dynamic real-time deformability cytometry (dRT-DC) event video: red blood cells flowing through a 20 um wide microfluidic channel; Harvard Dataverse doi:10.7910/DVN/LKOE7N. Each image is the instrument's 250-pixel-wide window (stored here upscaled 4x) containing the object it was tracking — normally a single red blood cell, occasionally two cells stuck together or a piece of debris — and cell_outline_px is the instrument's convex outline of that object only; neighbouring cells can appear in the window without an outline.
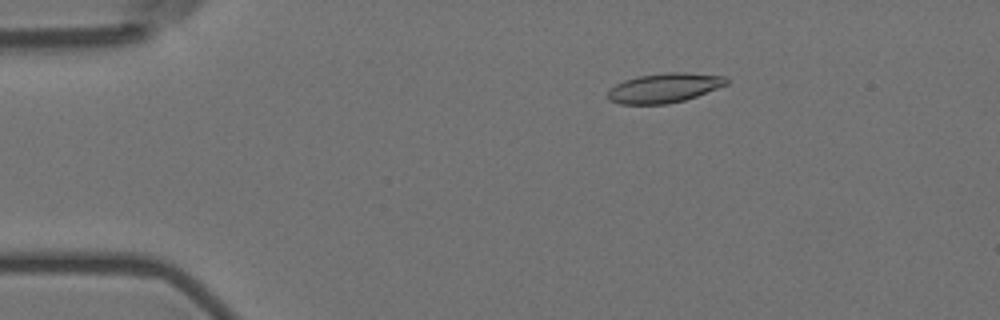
{"species": "Egyptian fruit bat (a non-hibernating species)", "species_latin": "Rousettus aegyptiacus", "temperature_condition": "room temperature", "stored_images_in_passage": 7, "camera_frame_rate_fps": 3000, "um_per_image_px": 0.085, "animal": {"sex": "female"}, "frame": {"image": 1, "passage_image": 2, "time_ms": 0.333, "image_size_px": [1000, 320], "cell_outline_px": [[728, 84], [696, 96], [684, 100], [668, 104], [620, 104], [608, 100], [608, 92], [616, 84], [624, 80], [640, 76], [668, 72], [688, 72], [728, 76]], "centroid_in_image_um": [56.5, 7.47], "position_along_channel_um": 28.5, "area_um2": 20.4}}